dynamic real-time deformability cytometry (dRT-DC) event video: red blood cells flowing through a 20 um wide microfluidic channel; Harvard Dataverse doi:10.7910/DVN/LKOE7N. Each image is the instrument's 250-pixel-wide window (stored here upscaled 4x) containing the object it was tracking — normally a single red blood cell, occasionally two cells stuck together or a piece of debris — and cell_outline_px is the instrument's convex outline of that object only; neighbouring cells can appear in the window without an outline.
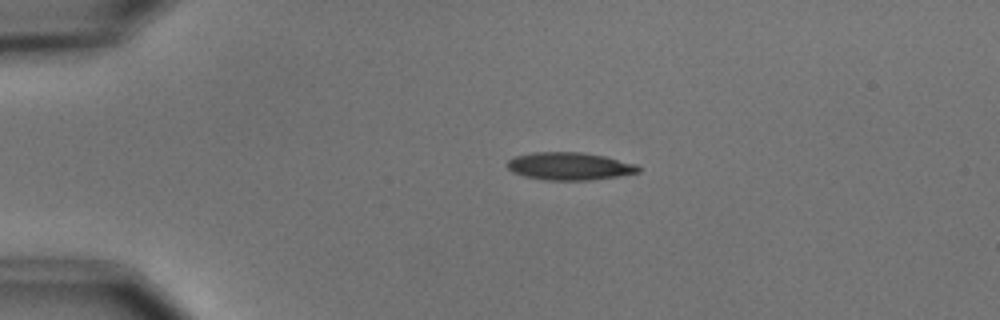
{"species": "common noctule bat (a hibernating species)", "species_latin": "Nyctalus noctula", "temperature_condition": "cold", "stored_images_in_passage": 2, "camera_frame_rate_fps": 3000, "um_per_image_px": 0.085, "animal": {"sex": "male", "body_mass_g": 15.6}, "frame": {"image": 1, "passage_image": 1, "time_ms": 0.0, "image_size_px": [1000, 320], "cell_outline_px": [[640, 172], [620, 176], [592, 180], [544, 180], [524, 176], [512, 172], [508, 168], [508, 160], [516, 156], [532, 152], [580, 152], [604, 156], [636, 164], [640, 168]], "centroid_in_image_um": [48.41, 14.13], "position_along_channel_um": 36.6, "area_um2": 21.15}}